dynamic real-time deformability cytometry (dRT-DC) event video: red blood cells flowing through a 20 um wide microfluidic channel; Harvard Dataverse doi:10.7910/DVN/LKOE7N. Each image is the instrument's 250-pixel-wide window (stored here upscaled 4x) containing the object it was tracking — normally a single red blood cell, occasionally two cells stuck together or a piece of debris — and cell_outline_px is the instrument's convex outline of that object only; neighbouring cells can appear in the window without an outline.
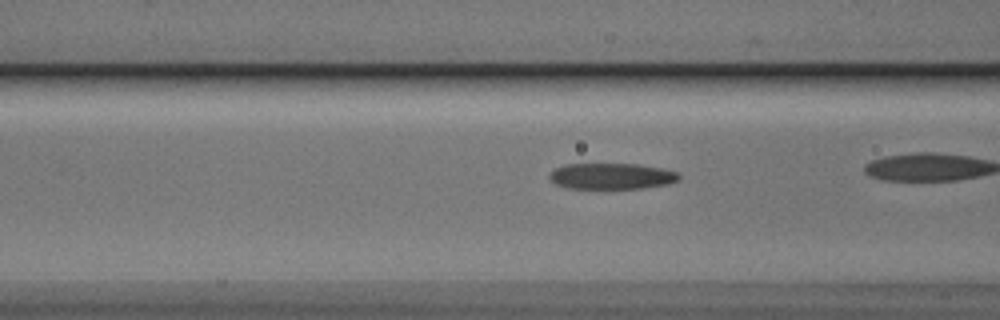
{"species": "Egyptian fruit bat (a non-hibernating species)", "species_latin": "Rousettus aegyptiacus", "temperature_condition": "cold", "stored_images_in_passage": 30, "camera_frame_rate_fps": 3000, "um_per_image_px": 0.085, "animal": {"sex": "male"}, "frame": {"image": 1, "passage_image": 9, "time_ms": 2.667, "image_size_px": [1000, 320], "cell_outline_px": [[680, 180], [668, 184], [644, 188], [568, 188], [556, 184], [548, 176], [556, 168], [564, 164], [636, 164], [660, 168], [676, 172], [680, 176]], "centroid_in_image_um": [52.0, 14.97], "position_along_channel_um": 114.6, "area_um2": 19.48}}